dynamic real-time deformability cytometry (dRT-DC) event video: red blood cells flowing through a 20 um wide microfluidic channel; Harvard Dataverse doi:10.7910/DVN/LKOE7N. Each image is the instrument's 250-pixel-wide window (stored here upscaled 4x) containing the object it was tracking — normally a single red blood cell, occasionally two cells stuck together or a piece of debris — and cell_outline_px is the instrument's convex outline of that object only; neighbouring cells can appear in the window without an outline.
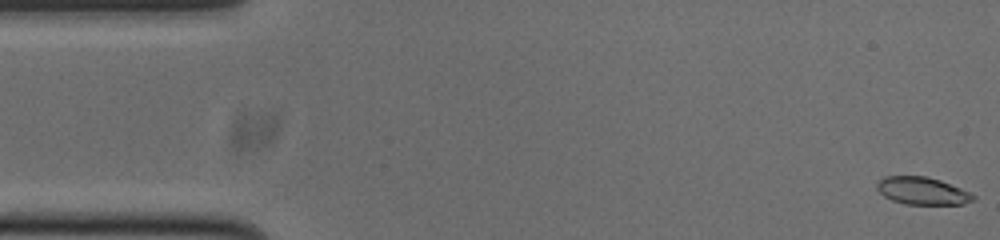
{"species": "common noctule bat (a hibernating species)", "species_latin": "Nyctalus noctula", "temperature_condition": "cold", "stored_images_in_passage": 53, "camera_frame_rate_fps": 3000, "um_per_image_px": 0.085, "animal": {"sex": "male", "body_mass_g": 20.0, "forearm_length_mm": 53.3}, "frame": {"image": 1, "passage_image": 1, "time_ms": 0.0, "image_size_px": [1000, 240], "cell_outline_px": [[976, 196], [972, 200], [964, 204], [904, 204], [892, 200], [884, 196], [876, 188], [876, 184], [884, 176], [924, 176], [940, 180], [960, 188]], "centroid_in_image_um": [78.36, 16.22], "position_along_channel_um": 6.6, "area_um2": 15.26}}
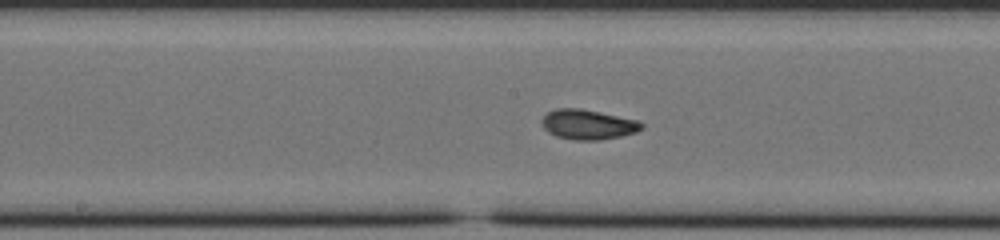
{"frame": {"image": 2, "passage_image": 26, "time_ms": 8.333, "image_size_px": [1000, 240], "cell_outline_px": [[644, 128], [636, 132], [620, 136], [600, 140], [572, 140], [556, 136], [548, 132], [544, 128], [540, 120], [548, 112], [556, 108], [580, 108], [600, 112], [636, 120], [644, 124]], "centroid_in_image_um": [49.96, 10.58], "position_along_channel_um": 198.2, "area_um2": 17.4}}
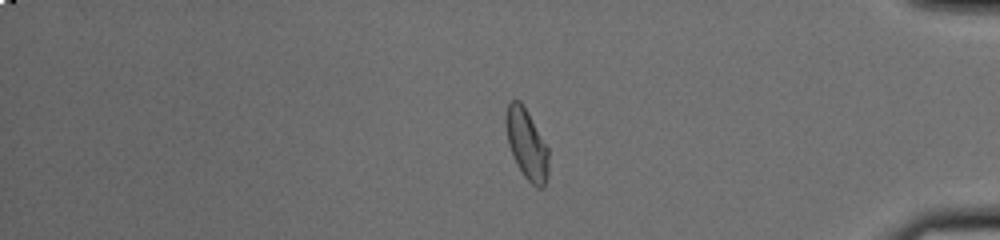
{"frame": {"image": 3, "passage_image": 44, "time_ms": 14.333, "image_size_px": [1000, 240], "cell_outline_px": [[548, 176], [544, 188], [536, 188], [524, 176], [516, 164], [508, 144], [504, 120], [508, 104], [512, 100], [520, 100], [548, 148]], "centroid_in_image_um": [44.76, 12.29], "position_along_channel_um": 390.4, "area_um2": 17.4}, "authors_computed_cell_mechanics": {"area_um2": 16.9354, "velocity_mm_per_s": 3.7587, "shape_relaxation_time_tau1_ms": 4.6326, "shape_relaxation_time_tau2_ms": 2.6609, "deformation_change_tau1": 0.1593, "deformation_change_tau2": 0.0666}}